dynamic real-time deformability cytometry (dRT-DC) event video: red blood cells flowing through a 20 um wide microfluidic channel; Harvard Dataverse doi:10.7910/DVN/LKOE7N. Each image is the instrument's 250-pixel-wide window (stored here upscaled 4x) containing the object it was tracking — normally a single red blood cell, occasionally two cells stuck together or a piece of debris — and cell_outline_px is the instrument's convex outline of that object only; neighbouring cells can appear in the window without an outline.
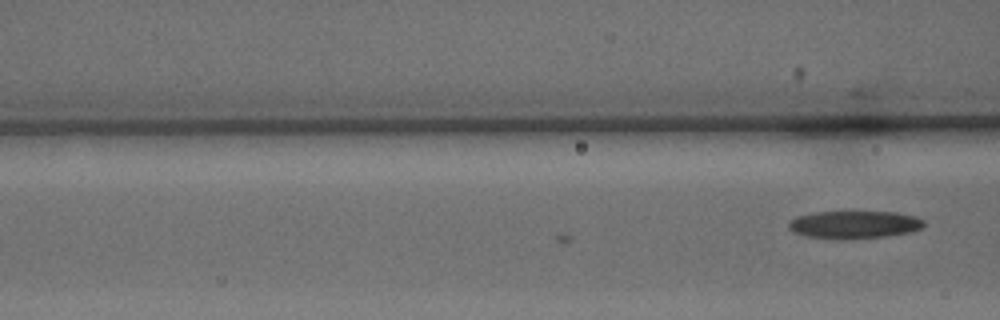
{"species": "common noctule bat (a hibernating species)", "species_latin": "Nyctalus noctula", "temperature_condition": "warm", "stored_images_in_passage": 3, "camera_frame_rate_fps": 3000, "um_per_image_px": 0.085, "animal": {"sex": "male", "body_mass_g": 15.6}, "frame": {"image": 1, "passage_image": 3, "time_ms": 0.667, "image_size_px": [1000, 320], "cell_outline_px": [[924, 224], [920, 228], [908, 232], [884, 236], [804, 236], [792, 232], [788, 228], [788, 224], [796, 216], [816, 212], [896, 212], [916, 216], [924, 220]], "centroid_in_image_um": [72.61, 19.04], "position_along_channel_um": 94.0, "area_um2": 20.69}}